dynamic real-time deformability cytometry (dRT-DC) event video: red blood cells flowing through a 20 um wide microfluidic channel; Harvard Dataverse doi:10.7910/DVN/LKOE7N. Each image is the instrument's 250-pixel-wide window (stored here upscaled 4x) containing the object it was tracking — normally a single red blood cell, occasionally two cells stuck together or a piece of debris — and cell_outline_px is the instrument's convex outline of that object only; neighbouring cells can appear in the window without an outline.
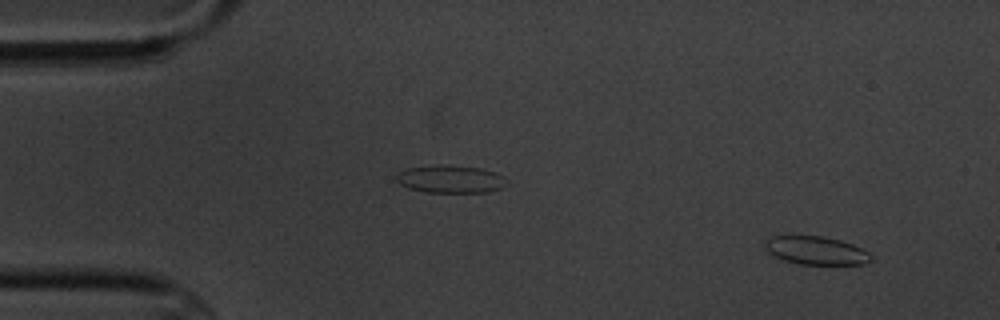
{"species": "common noctule bat (a hibernating species)", "species_latin": "Nyctalus noctula", "temperature_condition": "cold", "stored_images_in_passage": 5, "camera_frame_rate_fps": 3000, "um_per_image_px": 0.085, "animal": {"sex": "male", "body_mass_g": 20.1, "forearm_length_mm": 53.5}, "frame": {"image": 1, "passage_image": 1, "time_ms": 0.0, "image_size_px": [1000, 320], "cell_outline_px": [[872, 260], [864, 264], [800, 264], [784, 260], [768, 252], [764, 248], [764, 244], [768, 236], [824, 236], [840, 240], [852, 244], [868, 252], [872, 256]], "centroid_in_image_um": [69.35, 21.28], "position_along_channel_um": 15.7, "area_um2": 17.4}}
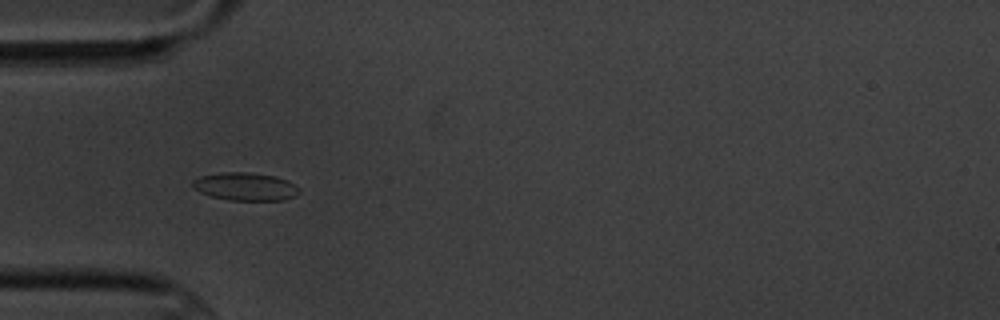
{"frame": {"image": 2, "passage_image": 5, "time_ms": 4.333, "image_size_px": [1000, 320], "cell_outline_px": [[300, 192], [296, 196], [284, 200], [228, 200], [212, 196], [200, 192], [192, 188], [192, 180], [200, 176], [220, 172], [248, 172], [276, 176], [288, 180], [300, 188]], "centroid_in_image_um": [20.86, 15.85], "position_along_channel_um": 64.1, "area_um2": 17.57}}